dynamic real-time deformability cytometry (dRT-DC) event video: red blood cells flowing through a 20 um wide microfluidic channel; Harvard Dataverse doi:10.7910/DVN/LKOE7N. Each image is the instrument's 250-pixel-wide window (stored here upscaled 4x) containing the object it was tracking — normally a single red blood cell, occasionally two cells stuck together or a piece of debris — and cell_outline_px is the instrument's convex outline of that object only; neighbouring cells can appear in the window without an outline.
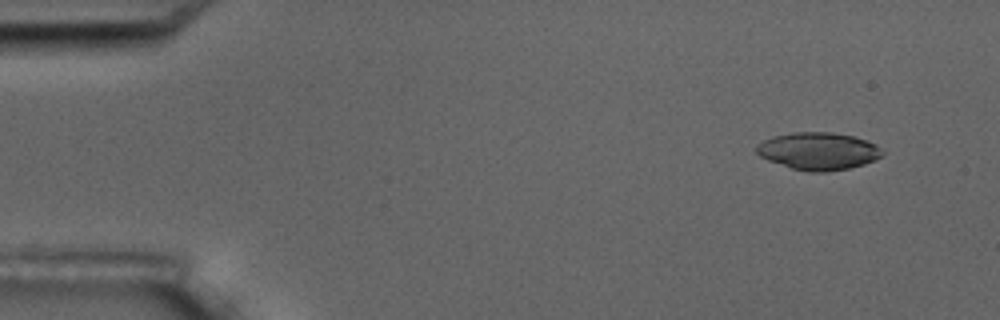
{"species": "common noctule bat (a hibernating species)", "species_latin": "Nyctalus noctula", "temperature_condition": "room temperature", "stored_images_in_passage": 5, "camera_frame_rate_fps": 3000, "um_per_image_px": 0.085, "animal": {"sex": "male", "body_mass_g": 17.5, "forearm_length_mm": 52.3}, "frame": {"image": 1, "passage_image": 1, "time_ms": 0.0, "image_size_px": [1000, 320], "cell_outline_px": [[884, 152], [876, 160], [864, 164], [848, 168], [824, 172], [808, 172], [792, 168], [768, 160], [760, 156], [756, 152], [756, 144], [772, 136], [792, 132], [832, 132], [852, 136], [876, 144]], "centroid_in_image_um": [69.54, 12.84], "position_along_channel_um": 15.5, "area_um2": 27.4}}
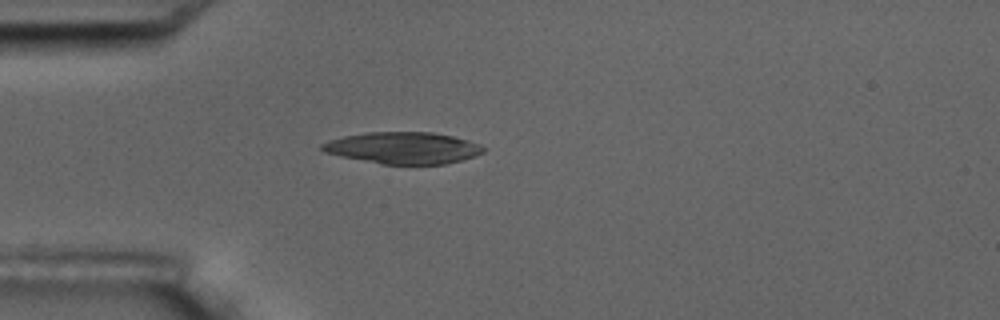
{"frame": {"image": 2, "passage_image": 4, "time_ms": 3.667, "image_size_px": [1000, 320], "cell_outline_px": [[488, 148], [484, 152], [476, 156], [444, 164], [380, 164], [340, 156], [324, 152], [320, 148], [320, 144], [328, 140], [344, 136], [368, 132], [432, 132], [452, 136], [468, 140], [480, 144]], "centroid_in_image_um": [34.27, 12.57], "position_along_channel_um": 50.7, "area_um2": 29.94}}